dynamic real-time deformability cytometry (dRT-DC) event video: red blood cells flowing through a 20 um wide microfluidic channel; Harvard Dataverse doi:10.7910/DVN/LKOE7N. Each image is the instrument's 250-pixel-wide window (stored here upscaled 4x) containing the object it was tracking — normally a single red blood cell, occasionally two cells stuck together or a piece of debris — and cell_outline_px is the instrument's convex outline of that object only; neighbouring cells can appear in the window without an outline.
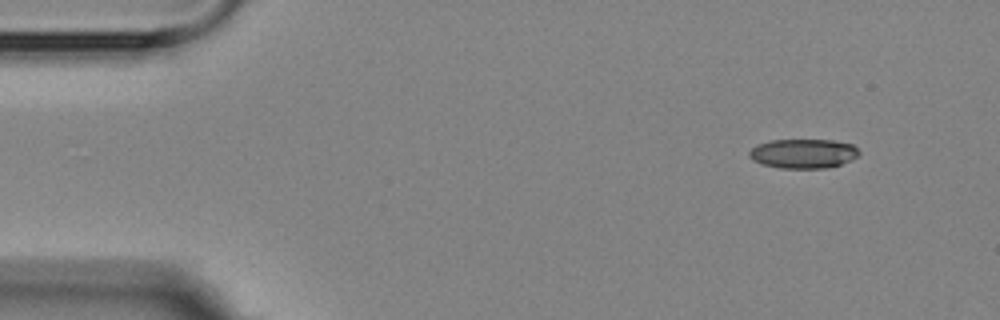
{"species": "Egyptian fruit bat (a non-hibernating species)", "species_latin": "Rousettus aegyptiacus", "temperature_condition": "room temperature", "stored_images_in_passage": 5, "camera_frame_rate_fps": 3000, "um_per_image_px": 0.085, "animal": {"sex": "female"}, "frame": {"image": 1, "passage_image": 5, "time_ms": 4.667, "image_size_px": [1000, 320], "cell_outline_px": [[860, 156], [840, 164], [828, 168], [780, 168], [760, 164], [752, 160], [748, 156], [748, 152], [756, 144], [772, 140], [832, 140], [852, 144], [860, 152]], "centroid_in_image_um": [68.25, 13.05], "position_along_channel_um": 16.7, "area_um2": 18.96}}